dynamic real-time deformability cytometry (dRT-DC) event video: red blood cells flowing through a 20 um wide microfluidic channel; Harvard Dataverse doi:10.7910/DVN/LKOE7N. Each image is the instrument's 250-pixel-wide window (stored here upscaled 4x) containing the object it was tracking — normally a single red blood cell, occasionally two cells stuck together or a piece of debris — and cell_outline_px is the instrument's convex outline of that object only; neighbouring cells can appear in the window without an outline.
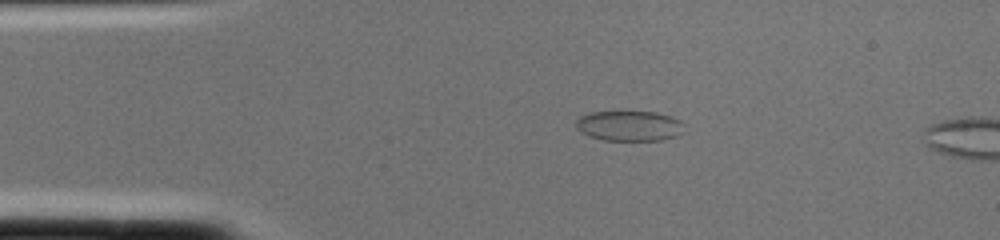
{"species": "common noctule bat (a hibernating species)", "species_latin": "Nyctalus noctula", "temperature_condition": "cold", "stored_images_in_passage": 2, "camera_frame_rate_fps": 3000, "um_per_image_px": 0.085, "animal": {"sex": "female", "body_mass_g": 22.0, "forearm_length_mm": 56.7}, "frame": {"image": 1, "passage_image": 1, "time_ms": 0.0, "image_size_px": [1000, 240], "cell_outline_px": [[684, 124], [680, 132], [676, 136], [664, 140], [604, 140], [588, 136], [580, 132], [576, 128], [576, 120], [580, 116], [592, 112], [656, 112], [672, 116], [680, 120]], "centroid_in_image_um": [53.48, 10.7], "position_along_channel_um": 31.5, "area_um2": 19.07}}